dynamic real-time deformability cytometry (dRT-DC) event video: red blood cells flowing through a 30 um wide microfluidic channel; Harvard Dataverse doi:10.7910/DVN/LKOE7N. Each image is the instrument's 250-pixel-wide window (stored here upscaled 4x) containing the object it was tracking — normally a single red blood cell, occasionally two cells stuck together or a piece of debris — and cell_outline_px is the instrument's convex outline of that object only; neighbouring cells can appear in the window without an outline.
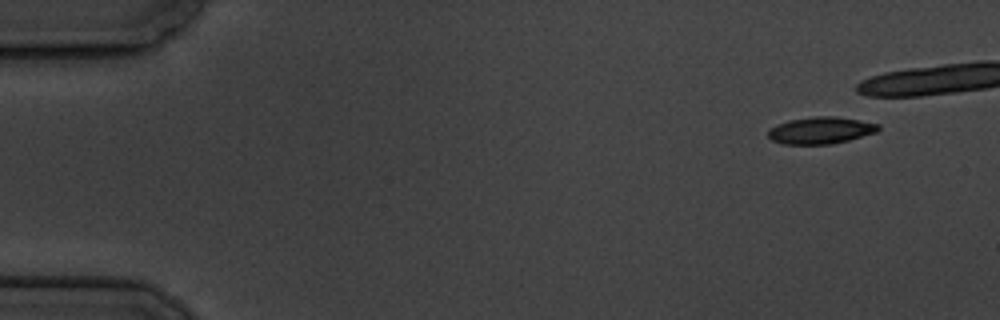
{"species": "common noctule bat (a hibernating species)", "species_latin": "Nyctalus noctula", "temperature_condition": "cold", "stored_images_in_passage": 5, "camera_frame_rate_fps": 3000, "um_per_image_px": 0.085, "animal": {"sex": "male", "body_mass_g": 19.5, "forearm_length_mm": 54.6}, "frame": {"image": 1, "passage_image": 1, "time_ms": 0.0, "image_size_px": [1000, 320], "cell_outline_px": [[880, 128], [876, 132], [848, 140], [832, 144], [784, 144], [772, 140], [768, 136], [768, 128], [776, 124], [788, 120], [812, 116], [836, 116], [880, 124]], "centroid_in_image_um": [69.73, 11.07], "position_along_channel_um": 15.3, "area_um2": 17.34}}